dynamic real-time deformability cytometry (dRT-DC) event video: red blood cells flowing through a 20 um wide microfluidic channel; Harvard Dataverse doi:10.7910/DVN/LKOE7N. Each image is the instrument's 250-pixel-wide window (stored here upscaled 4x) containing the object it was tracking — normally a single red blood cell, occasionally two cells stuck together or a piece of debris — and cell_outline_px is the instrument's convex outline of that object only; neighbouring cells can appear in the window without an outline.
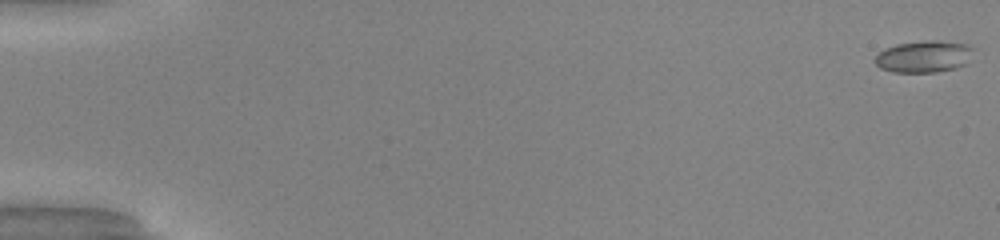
{"species": "common noctule bat (a hibernating species)", "species_latin": "Nyctalus noctula", "temperature_condition": "warm", "stored_images_in_passage": 51, "camera_frame_rate_fps": 3000, "um_per_image_px": 0.085, "animal": {"sex": "male", "body_mass_g": 20.0, "forearm_length_mm": 53.3}, "frame": {"image": 1, "passage_image": 1, "time_ms": 0.0, "image_size_px": [1000, 240], "cell_outline_px": [[976, 48], [964, 64], [956, 68], [936, 72], [892, 72], [880, 68], [872, 60], [884, 48], [896, 44], [928, 40], [940, 40], [968, 44]], "centroid_in_image_um": [78.52, 4.79], "position_along_channel_um": 6.5, "area_um2": 18.44}}
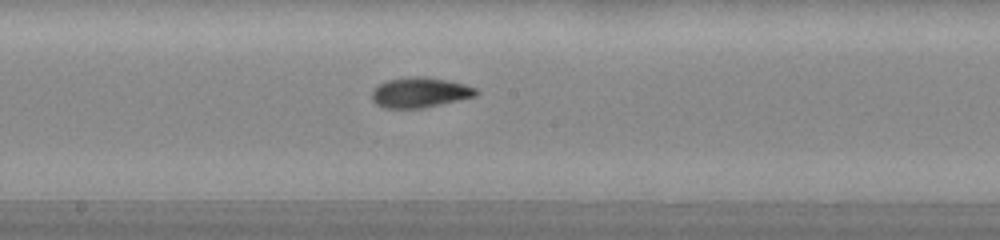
{"frame": {"image": 2, "passage_image": 29, "time_ms": 9.333, "image_size_px": [1000, 240], "cell_outline_px": [[480, 92], [476, 96], [424, 108], [384, 108], [376, 104], [372, 100], [372, 92], [380, 84], [388, 80], [416, 76], [420, 76], [448, 80], [464, 84], [476, 88]], "centroid_in_image_um": [35.72, 7.87], "position_along_channel_um": 212.5, "area_um2": 18.21}}
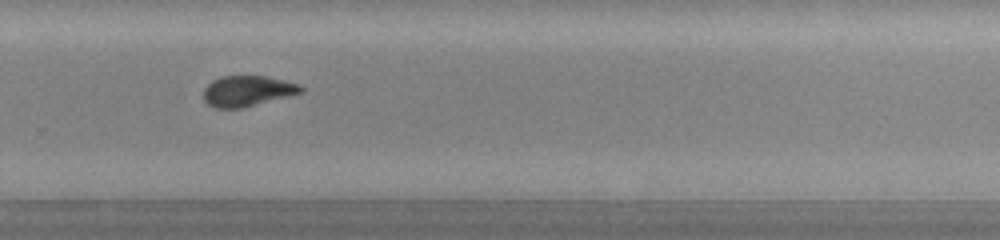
{"frame": {"image": 3, "passage_image": 36, "time_ms": 11.667, "image_size_px": [1000, 240], "cell_outline_px": [[304, 92], [240, 108], [216, 108], [208, 104], [204, 100], [204, 88], [212, 80], [220, 76], [268, 76], [300, 84], [304, 88]], "centroid_in_image_um": [21.04, 7.72], "position_along_channel_um": 308.8, "area_um2": 17.34}, "authors_computed_cell_mechanics": {"area_um2": 17.8602, "velocity_mm_per_s": 4.1339, "shape_relaxation_time_tau1_ms": 3.5651, "shape_relaxation_time_tau2_ms": 2.2355, "deformation_change_tau1": 0.1471, "deformation_change_tau2": 0.0926}}